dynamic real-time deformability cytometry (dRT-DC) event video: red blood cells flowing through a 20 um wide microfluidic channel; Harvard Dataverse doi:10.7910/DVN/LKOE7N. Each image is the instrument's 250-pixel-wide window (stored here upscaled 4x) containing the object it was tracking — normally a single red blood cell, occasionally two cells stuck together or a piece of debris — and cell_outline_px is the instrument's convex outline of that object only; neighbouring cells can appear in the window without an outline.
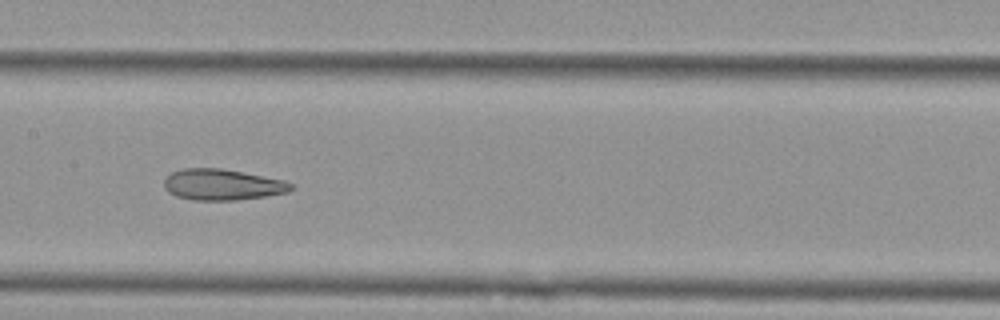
{"species": "Egyptian fruit bat (a non-hibernating species)", "species_latin": "Rousettus aegyptiacus", "temperature_condition": "cold", "stored_images_in_passage": 11, "camera_frame_rate_fps": 3000, "um_per_image_px": 0.085, "animal": {"sex": "female"}, "frame": {"image": 1, "passage_image": 4, "time_ms": 1.0, "image_size_px": [1000, 320], "cell_outline_px": [[296, 188], [288, 192], [264, 196], [236, 200], [192, 200], [176, 196], [168, 192], [164, 188], [164, 180], [172, 172], [184, 168], [220, 168], [284, 180], [292, 184]], "centroid_in_image_um": [18.89, 15.7], "position_along_channel_um": 188.5, "area_um2": 22.89}}
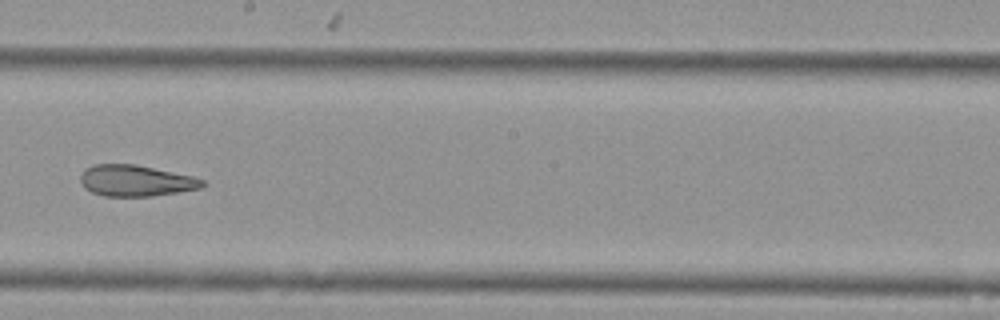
{"frame": {"image": 2, "passage_image": 5, "time_ms": 1.333, "image_size_px": [1000, 320], "cell_outline_px": [[208, 184], [200, 188], [152, 196], [104, 196], [92, 192], [84, 188], [80, 180], [80, 176], [84, 168], [92, 164], [136, 164], [192, 176], [204, 180]], "centroid_in_image_um": [11.52, 15.35], "position_along_channel_um": 236.7, "area_um2": 22.25}}